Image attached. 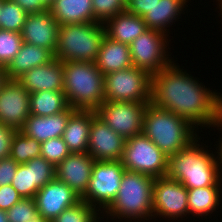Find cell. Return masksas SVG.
<instances>
[{
  "label": "cell",
  "instance_id": "26",
  "mask_svg": "<svg viewBox=\"0 0 222 222\" xmlns=\"http://www.w3.org/2000/svg\"><path fill=\"white\" fill-rule=\"evenodd\" d=\"M188 1L189 0H159V2L142 17L147 28L158 30L169 36L170 24L178 21L179 17L181 18V14L188 6ZM168 27L169 29H167Z\"/></svg>",
  "mask_w": 222,
  "mask_h": 222
},
{
  "label": "cell",
  "instance_id": "22",
  "mask_svg": "<svg viewBox=\"0 0 222 222\" xmlns=\"http://www.w3.org/2000/svg\"><path fill=\"white\" fill-rule=\"evenodd\" d=\"M103 24L107 37L126 45H130L148 29L142 17L127 11L107 19Z\"/></svg>",
  "mask_w": 222,
  "mask_h": 222
},
{
  "label": "cell",
  "instance_id": "31",
  "mask_svg": "<svg viewBox=\"0 0 222 222\" xmlns=\"http://www.w3.org/2000/svg\"><path fill=\"white\" fill-rule=\"evenodd\" d=\"M28 13L12 0H3L0 12V29L20 33Z\"/></svg>",
  "mask_w": 222,
  "mask_h": 222
},
{
  "label": "cell",
  "instance_id": "41",
  "mask_svg": "<svg viewBox=\"0 0 222 222\" xmlns=\"http://www.w3.org/2000/svg\"><path fill=\"white\" fill-rule=\"evenodd\" d=\"M216 129H218L219 131H222V118L216 123L215 126ZM222 137V136H221ZM220 137V139H218L219 143L218 145H216V147L218 148L217 152H216V158H217V162H218V166H219V169H220V175H221V178H222V138Z\"/></svg>",
  "mask_w": 222,
  "mask_h": 222
},
{
  "label": "cell",
  "instance_id": "18",
  "mask_svg": "<svg viewBox=\"0 0 222 222\" xmlns=\"http://www.w3.org/2000/svg\"><path fill=\"white\" fill-rule=\"evenodd\" d=\"M94 162L88 153L72 152L56 166V178L82 198L88 189Z\"/></svg>",
  "mask_w": 222,
  "mask_h": 222
},
{
  "label": "cell",
  "instance_id": "12",
  "mask_svg": "<svg viewBox=\"0 0 222 222\" xmlns=\"http://www.w3.org/2000/svg\"><path fill=\"white\" fill-rule=\"evenodd\" d=\"M189 216L188 189L179 181L166 176L155 178L153 183V219H168ZM185 216V217H184ZM156 217V218H154ZM183 217V218H182ZM171 218V219H170Z\"/></svg>",
  "mask_w": 222,
  "mask_h": 222
},
{
  "label": "cell",
  "instance_id": "47",
  "mask_svg": "<svg viewBox=\"0 0 222 222\" xmlns=\"http://www.w3.org/2000/svg\"><path fill=\"white\" fill-rule=\"evenodd\" d=\"M2 2H3V0H0V12H1V8H2Z\"/></svg>",
  "mask_w": 222,
  "mask_h": 222
},
{
  "label": "cell",
  "instance_id": "14",
  "mask_svg": "<svg viewBox=\"0 0 222 222\" xmlns=\"http://www.w3.org/2000/svg\"><path fill=\"white\" fill-rule=\"evenodd\" d=\"M55 178L56 167L39 156L18 165L11 185L22 198H34L39 189Z\"/></svg>",
  "mask_w": 222,
  "mask_h": 222
},
{
  "label": "cell",
  "instance_id": "38",
  "mask_svg": "<svg viewBox=\"0 0 222 222\" xmlns=\"http://www.w3.org/2000/svg\"><path fill=\"white\" fill-rule=\"evenodd\" d=\"M17 130L0 123V160L10 156L11 143Z\"/></svg>",
  "mask_w": 222,
  "mask_h": 222
},
{
  "label": "cell",
  "instance_id": "16",
  "mask_svg": "<svg viewBox=\"0 0 222 222\" xmlns=\"http://www.w3.org/2000/svg\"><path fill=\"white\" fill-rule=\"evenodd\" d=\"M34 200L39 214L52 221L81 198L67 184L55 178L37 191Z\"/></svg>",
  "mask_w": 222,
  "mask_h": 222
},
{
  "label": "cell",
  "instance_id": "25",
  "mask_svg": "<svg viewBox=\"0 0 222 222\" xmlns=\"http://www.w3.org/2000/svg\"><path fill=\"white\" fill-rule=\"evenodd\" d=\"M48 10L59 25L99 22L94 17L92 0H54Z\"/></svg>",
  "mask_w": 222,
  "mask_h": 222
},
{
  "label": "cell",
  "instance_id": "48",
  "mask_svg": "<svg viewBox=\"0 0 222 222\" xmlns=\"http://www.w3.org/2000/svg\"><path fill=\"white\" fill-rule=\"evenodd\" d=\"M102 221L110 222V221H107V219H106V220H102V219H100V222H102Z\"/></svg>",
  "mask_w": 222,
  "mask_h": 222
},
{
  "label": "cell",
  "instance_id": "1",
  "mask_svg": "<svg viewBox=\"0 0 222 222\" xmlns=\"http://www.w3.org/2000/svg\"><path fill=\"white\" fill-rule=\"evenodd\" d=\"M183 70L173 60L152 76L151 103L187 119L197 129L215 126L222 118V94Z\"/></svg>",
  "mask_w": 222,
  "mask_h": 222
},
{
  "label": "cell",
  "instance_id": "10",
  "mask_svg": "<svg viewBox=\"0 0 222 222\" xmlns=\"http://www.w3.org/2000/svg\"><path fill=\"white\" fill-rule=\"evenodd\" d=\"M125 170L120 160L95 161L88 189L81 200L102 213L116 198Z\"/></svg>",
  "mask_w": 222,
  "mask_h": 222
},
{
  "label": "cell",
  "instance_id": "6",
  "mask_svg": "<svg viewBox=\"0 0 222 222\" xmlns=\"http://www.w3.org/2000/svg\"><path fill=\"white\" fill-rule=\"evenodd\" d=\"M105 36L102 22L59 25L55 58L62 62H95Z\"/></svg>",
  "mask_w": 222,
  "mask_h": 222
},
{
  "label": "cell",
  "instance_id": "11",
  "mask_svg": "<svg viewBox=\"0 0 222 222\" xmlns=\"http://www.w3.org/2000/svg\"><path fill=\"white\" fill-rule=\"evenodd\" d=\"M150 102L104 101L96 115L125 140L143 130V117Z\"/></svg>",
  "mask_w": 222,
  "mask_h": 222
},
{
  "label": "cell",
  "instance_id": "35",
  "mask_svg": "<svg viewBox=\"0 0 222 222\" xmlns=\"http://www.w3.org/2000/svg\"><path fill=\"white\" fill-rule=\"evenodd\" d=\"M127 0H92L94 17L104 23L107 19L124 12Z\"/></svg>",
  "mask_w": 222,
  "mask_h": 222
},
{
  "label": "cell",
  "instance_id": "17",
  "mask_svg": "<svg viewBox=\"0 0 222 222\" xmlns=\"http://www.w3.org/2000/svg\"><path fill=\"white\" fill-rule=\"evenodd\" d=\"M58 28V22L47 9L28 14L20 33L23 42L51 50L55 54Z\"/></svg>",
  "mask_w": 222,
  "mask_h": 222
},
{
  "label": "cell",
  "instance_id": "24",
  "mask_svg": "<svg viewBox=\"0 0 222 222\" xmlns=\"http://www.w3.org/2000/svg\"><path fill=\"white\" fill-rule=\"evenodd\" d=\"M95 65L103 75L132 67L129 45L105 36L95 60Z\"/></svg>",
  "mask_w": 222,
  "mask_h": 222
},
{
  "label": "cell",
  "instance_id": "2",
  "mask_svg": "<svg viewBox=\"0 0 222 222\" xmlns=\"http://www.w3.org/2000/svg\"><path fill=\"white\" fill-rule=\"evenodd\" d=\"M199 140L200 136L168 157L166 177L181 182L187 189L222 186L216 151L211 153Z\"/></svg>",
  "mask_w": 222,
  "mask_h": 222
},
{
  "label": "cell",
  "instance_id": "44",
  "mask_svg": "<svg viewBox=\"0 0 222 222\" xmlns=\"http://www.w3.org/2000/svg\"><path fill=\"white\" fill-rule=\"evenodd\" d=\"M30 222H51L44 219L40 214H38L35 218L32 219Z\"/></svg>",
  "mask_w": 222,
  "mask_h": 222
},
{
  "label": "cell",
  "instance_id": "20",
  "mask_svg": "<svg viewBox=\"0 0 222 222\" xmlns=\"http://www.w3.org/2000/svg\"><path fill=\"white\" fill-rule=\"evenodd\" d=\"M74 111L75 109L69 106L65 111L51 116L30 115L20 131L26 136L36 139L38 142H44L55 137H62L69 116Z\"/></svg>",
  "mask_w": 222,
  "mask_h": 222
},
{
  "label": "cell",
  "instance_id": "32",
  "mask_svg": "<svg viewBox=\"0 0 222 222\" xmlns=\"http://www.w3.org/2000/svg\"><path fill=\"white\" fill-rule=\"evenodd\" d=\"M22 44L21 33L0 29V67H8Z\"/></svg>",
  "mask_w": 222,
  "mask_h": 222
},
{
  "label": "cell",
  "instance_id": "19",
  "mask_svg": "<svg viewBox=\"0 0 222 222\" xmlns=\"http://www.w3.org/2000/svg\"><path fill=\"white\" fill-rule=\"evenodd\" d=\"M31 94L39 91H63V62L54 58L51 62L34 67L17 79Z\"/></svg>",
  "mask_w": 222,
  "mask_h": 222
},
{
  "label": "cell",
  "instance_id": "33",
  "mask_svg": "<svg viewBox=\"0 0 222 222\" xmlns=\"http://www.w3.org/2000/svg\"><path fill=\"white\" fill-rule=\"evenodd\" d=\"M71 152L62 137H55L41 142V155L55 167Z\"/></svg>",
  "mask_w": 222,
  "mask_h": 222
},
{
  "label": "cell",
  "instance_id": "23",
  "mask_svg": "<svg viewBox=\"0 0 222 222\" xmlns=\"http://www.w3.org/2000/svg\"><path fill=\"white\" fill-rule=\"evenodd\" d=\"M54 58L51 50L23 42L19 52L5 69L6 78L17 80L30 69L51 62Z\"/></svg>",
  "mask_w": 222,
  "mask_h": 222
},
{
  "label": "cell",
  "instance_id": "39",
  "mask_svg": "<svg viewBox=\"0 0 222 222\" xmlns=\"http://www.w3.org/2000/svg\"><path fill=\"white\" fill-rule=\"evenodd\" d=\"M157 2L159 0H127L125 11L143 17Z\"/></svg>",
  "mask_w": 222,
  "mask_h": 222
},
{
  "label": "cell",
  "instance_id": "15",
  "mask_svg": "<svg viewBox=\"0 0 222 222\" xmlns=\"http://www.w3.org/2000/svg\"><path fill=\"white\" fill-rule=\"evenodd\" d=\"M125 139L95 115L91 121L87 153L95 161H119Z\"/></svg>",
  "mask_w": 222,
  "mask_h": 222
},
{
  "label": "cell",
  "instance_id": "29",
  "mask_svg": "<svg viewBox=\"0 0 222 222\" xmlns=\"http://www.w3.org/2000/svg\"><path fill=\"white\" fill-rule=\"evenodd\" d=\"M41 155V142L26 136L22 131H16L10 150V157L18 164H24Z\"/></svg>",
  "mask_w": 222,
  "mask_h": 222
},
{
  "label": "cell",
  "instance_id": "13",
  "mask_svg": "<svg viewBox=\"0 0 222 222\" xmlns=\"http://www.w3.org/2000/svg\"><path fill=\"white\" fill-rule=\"evenodd\" d=\"M30 115V93L18 80L7 79L0 88V123L19 131Z\"/></svg>",
  "mask_w": 222,
  "mask_h": 222
},
{
  "label": "cell",
  "instance_id": "30",
  "mask_svg": "<svg viewBox=\"0 0 222 222\" xmlns=\"http://www.w3.org/2000/svg\"><path fill=\"white\" fill-rule=\"evenodd\" d=\"M100 215L102 213L95 206L80 200L74 206L66 208L51 222H100Z\"/></svg>",
  "mask_w": 222,
  "mask_h": 222
},
{
  "label": "cell",
  "instance_id": "42",
  "mask_svg": "<svg viewBox=\"0 0 222 222\" xmlns=\"http://www.w3.org/2000/svg\"><path fill=\"white\" fill-rule=\"evenodd\" d=\"M7 80L6 78V72L5 69L0 67V88L4 84V82Z\"/></svg>",
  "mask_w": 222,
  "mask_h": 222
},
{
  "label": "cell",
  "instance_id": "37",
  "mask_svg": "<svg viewBox=\"0 0 222 222\" xmlns=\"http://www.w3.org/2000/svg\"><path fill=\"white\" fill-rule=\"evenodd\" d=\"M18 165L10 156L0 160V187L12 183Z\"/></svg>",
  "mask_w": 222,
  "mask_h": 222
},
{
  "label": "cell",
  "instance_id": "9",
  "mask_svg": "<svg viewBox=\"0 0 222 222\" xmlns=\"http://www.w3.org/2000/svg\"><path fill=\"white\" fill-rule=\"evenodd\" d=\"M168 38V35L158 30H145L129 45L133 66L147 71L151 76L162 71L174 60L168 52L171 41Z\"/></svg>",
  "mask_w": 222,
  "mask_h": 222
},
{
  "label": "cell",
  "instance_id": "5",
  "mask_svg": "<svg viewBox=\"0 0 222 222\" xmlns=\"http://www.w3.org/2000/svg\"><path fill=\"white\" fill-rule=\"evenodd\" d=\"M64 85L67 102L75 110L96 111L105 101V75L95 62H63Z\"/></svg>",
  "mask_w": 222,
  "mask_h": 222
},
{
  "label": "cell",
  "instance_id": "46",
  "mask_svg": "<svg viewBox=\"0 0 222 222\" xmlns=\"http://www.w3.org/2000/svg\"><path fill=\"white\" fill-rule=\"evenodd\" d=\"M43 3L48 7L54 0H42Z\"/></svg>",
  "mask_w": 222,
  "mask_h": 222
},
{
  "label": "cell",
  "instance_id": "40",
  "mask_svg": "<svg viewBox=\"0 0 222 222\" xmlns=\"http://www.w3.org/2000/svg\"><path fill=\"white\" fill-rule=\"evenodd\" d=\"M17 3L26 13H37L47 10L48 7L42 0H12Z\"/></svg>",
  "mask_w": 222,
  "mask_h": 222
},
{
  "label": "cell",
  "instance_id": "3",
  "mask_svg": "<svg viewBox=\"0 0 222 222\" xmlns=\"http://www.w3.org/2000/svg\"><path fill=\"white\" fill-rule=\"evenodd\" d=\"M154 180L155 178L149 175L125 170L117 196L102 211V218L107 216L109 220L111 217L114 222L118 220L119 222L123 220L126 222H132V220L133 222H144L149 219L150 222L153 218Z\"/></svg>",
  "mask_w": 222,
  "mask_h": 222
},
{
  "label": "cell",
  "instance_id": "8",
  "mask_svg": "<svg viewBox=\"0 0 222 222\" xmlns=\"http://www.w3.org/2000/svg\"><path fill=\"white\" fill-rule=\"evenodd\" d=\"M152 76L135 66L105 75V101L151 103Z\"/></svg>",
  "mask_w": 222,
  "mask_h": 222
},
{
  "label": "cell",
  "instance_id": "34",
  "mask_svg": "<svg viewBox=\"0 0 222 222\" xmlns=\"http://www.w3.org/2000/svg\"><path fill=\"white\" fill-rule=\"evenodd\" d=\"M39 214L34 198H22L7 211L8 222H30Z\"/></svg>",
  "mask_w": 222,
  "mask_h": 222
},
{
  "label": "cell",
  "instance_id": "28",
  "mask_svg": "<svg viewBox=\"0 0 222 222\" xmlns=\"http://www.w3.org/2000/svg\"><path fill=\"white\" fill-rule=\"evenodd\" d=\"M69 107L63 91H39L30 94V113L36 116H51Z\"/></svg>",
  "mask_w": 222,
  "mask_h": 222
},
{
  "label": "cell",
  "instance_id": "21",
  "mask_svg": "<svg viewBox=\"0 0 222 222\" xmlns=\"http://www.w3.org/2000/svg\"><path fill=\"white\" fill-rule=\"evenodd\" d=\"M95 115L93 110H75L69 116L62 138L71 153H87L91 121Z\"/></svg>",
  "mask_w": 222,
  "mask_h": 222
},
{
  "label": "cell",
  "instance_id": "4",
  "mask_svg": "<svg viewBox=\"0 0 222 222\" xmlns=\"http://www.w3.org/2000/svg\"><path fill=\"white\" fill-rule=\"evenodd\" d=\"M198 131L187 119L152 103L145 110L142 133L168 157L187 147Z\"/></svg>",
  "mask_w": 222,
  "mask_h": 222
},
{
  "label": "cell",
  "instance_id": "45",
  "mask_svg": "<svg viewBox=\"0 0 222 222\" xmlns=\"http://www.w3.org/2000/svg\"><path fill=\"white\" fill-rule=\"evenodd\" d=\"M217 2L219 5L218 10L220 9V12H221V13H219V15H221V17H222V0H218Z\"/></svg>",
  "mask_w": 222,
  "mask_h": 222
},
{
  "label": "cell",
  "instance_id": "36",
  "mask_svg": "<svg viewBox=\"0 0 222 222\" xmlns=\"http://www.w3.org/2000/svg\"><path fill=\"white\" fill-rule=\"evenodd\" d=\"M22 197L12 187L11 184L0 187V210L8 211L13 205L18 203Z\"/></svg>",
  "mask_w": 222,
  "mask_h": 222
},
{
  "label": "cell",
  "instance_id": "43",
  "mask_svg": "<svg viewBox=\"0 0 222 222\" xmlns=\"http://www.w3.org/2000/svg\"><path fill=\"white\" fill-rule=\"evenodd\" d=\"M7 212L0 210V222H8Z\"/></svg>",
  "mask_w": 222,
  "mask_h": 222
},
{
  "label": "cell",
  "instance_id": "7",
  "mask_svg": "<svg viewBox=\"0 0 222 222\" xmlns=\"http://www.w3.org/2000/svg\"><path fill=\"white\" fill-rule=\"evenodd\" d=\"M120 161L129 171L154 178L166 176L168 156L143 133L126 139Z\"/></svg>",
  "mask_w": 222,
  "mask_h": 222
},
{
  "label": "cell",
  "instance_id": "27",
  "mask_svg": "<svg viewBox=\"0 0 222 222\" xmlns=\"http://www.w3.org/2000/svg\"><path fill=\"white\" fill-rule=\"evenodd\" d=\"M222 200V187L221 186H208L188 189V208L189 215L198 218H207L218 210V206Z\"/></svg>",
  "mask_w": 222,
  "mask_h": 222
}]
</instances>
